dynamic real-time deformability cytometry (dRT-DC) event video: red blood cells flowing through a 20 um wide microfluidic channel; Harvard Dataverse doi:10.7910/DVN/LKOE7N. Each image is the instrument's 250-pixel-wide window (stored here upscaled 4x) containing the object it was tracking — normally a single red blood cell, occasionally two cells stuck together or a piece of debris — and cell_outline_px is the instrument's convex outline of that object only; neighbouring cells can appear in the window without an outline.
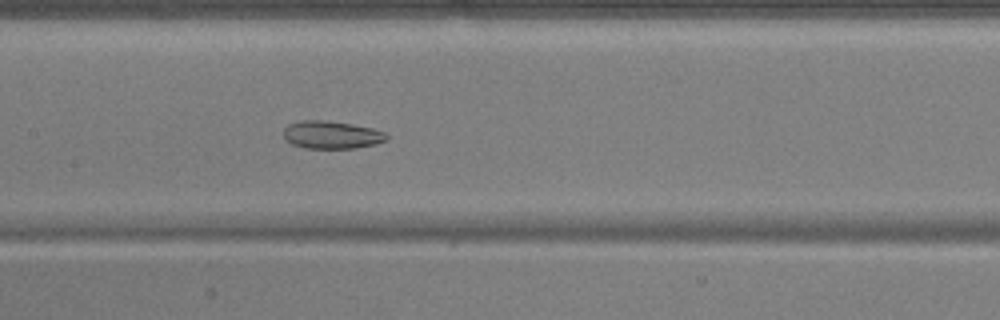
{"species": "common noctule bat (a hibernating species)", "species_latin": "Nyctalus noctula", "temperature_condition": "warm", "stored_images_in_passage": 55, "segment_of_instrument_passage": [1, 2], "camera_frame_rate_fps": 3000, "um_per_image_px": 0.085, "animal": {"sex": "male", "body_mass_g": 17.9, "forearm_length_mm": 54.2}, "frame": {"image": 1, "passage_image": 27, "time_ms": 8.667, "image_size_px": [1000, 320], "cell_outline_px": [[388, 140], [376, 144], [352, 148], [304, 148], [292, 144], [284, 136], [284, 128], [288, 124], [300, 120], [324, 120], [352, 124], [372, 128], [384, 132], [388, 136]], "centroid_in_image_um": [28.19, 11.45], "position_along_channel_um": 179.2, "area_um2": 16.65}}
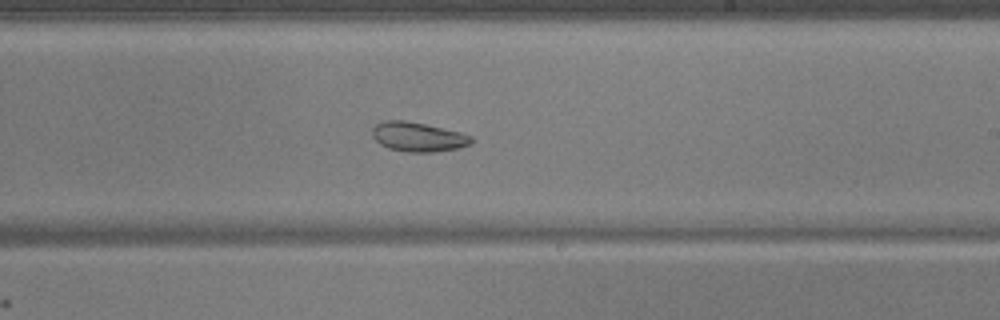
{"frame": {"image": 2, "passage_image": 33, "time_ms": 10.667, "image_size_px": [1000, 320], "cell_outline_px": [[472, 144], [456, 148], [432, 152], [408, 152], [388, 148], [380, 144], [372, 136], [372, 128], [380, 120], [404, 120], [424, 124], [460, 132], [472, 136]], "centroid_in_image_um": [35.5, 11.62], "position_along_channel_um": 253.5, "area_um2": 16.94}}
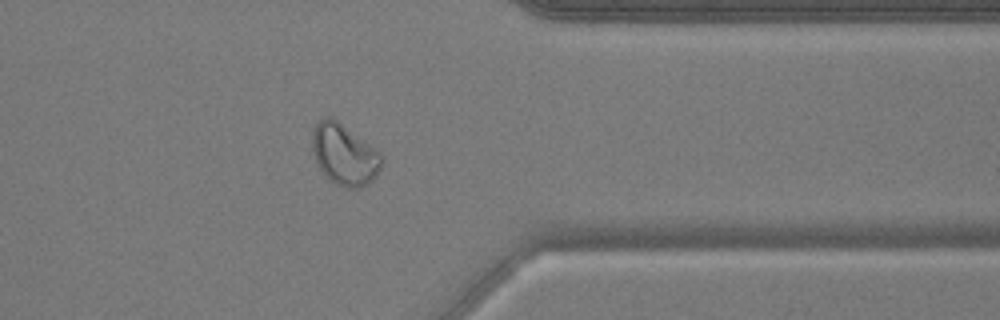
{"frame": {"image": 3, "passage_image": 44, "time_ms": 14.333, "image_size_px": [1000, 320], "cell_outline_px": [[384, 160], [376, 176], [368, 184], [360, 188], [344, 188], [336, 184], [320, 168], [312, 152], [312, 128], [324, 116], [332, 116], [380, 152]], "centroid_in_image_um": [29.27, 13.12], "position_along_channel_um": 382.1, "area_um2": 24.68}}